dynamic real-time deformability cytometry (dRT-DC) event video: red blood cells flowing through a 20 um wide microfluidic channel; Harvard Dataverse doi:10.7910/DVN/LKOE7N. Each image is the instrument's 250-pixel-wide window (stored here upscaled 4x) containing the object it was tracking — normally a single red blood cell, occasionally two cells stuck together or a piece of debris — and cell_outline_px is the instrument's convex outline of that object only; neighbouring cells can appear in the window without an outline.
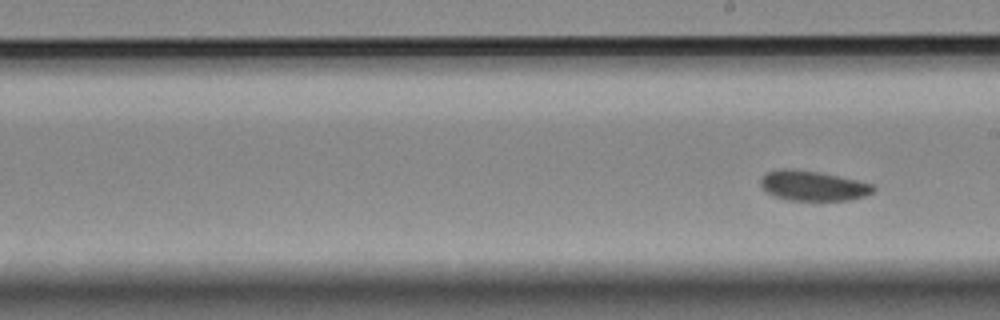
{"species": "Egyptian fruit bat (a non-hibernating species)", "species_latin": "Rousettus aegyptiacus", "temperature_condition": "room temperature", "stored_images_in_passage": 9, "segment_of_instrument_passage": [2, 2], "camera_frame_rate_fps": 3000, "um_per_image_px": 0.085, "animal": {"sex": "female"}, "frame": {"image": 1, "passage_image": 9, "time_ms": 10.0, "image_size_px": [1000, 320], "cell_outline_px": [[876, 188], [872, 192], [864, 196], [848, 200], [788, 200], [776, 196], [768, 192], [760, 184], [760, 180], [768, 172], [780, 168], [796, 168], [820, 172], [856, 180], [872, 184]], "centroid_in_image_um": [69.1, 15.77], "position_along_channel_um": 219.9, "area_um2": 19.54}}